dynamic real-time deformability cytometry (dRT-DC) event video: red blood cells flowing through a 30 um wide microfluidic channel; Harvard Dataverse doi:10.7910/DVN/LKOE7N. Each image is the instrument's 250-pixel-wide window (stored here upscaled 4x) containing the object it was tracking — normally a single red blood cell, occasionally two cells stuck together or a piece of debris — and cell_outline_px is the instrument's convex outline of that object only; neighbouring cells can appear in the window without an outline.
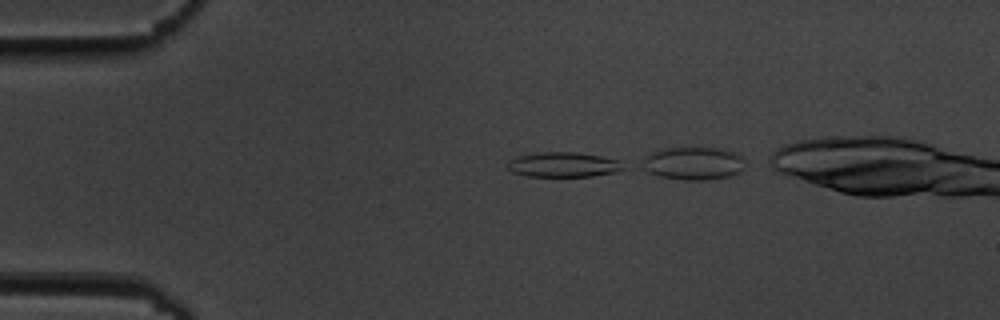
{"species": "common noctule bat (a hibernating species)", "species_latin": "Nyctalus noctula", "temperature_condition": "cold", "stored_images_in_passage": 9, "camera_frame_rate_fps": 3000, "um_per_image_px": 0.085, "animal": {"sex": "male", "body_mass_g": 19.5, "forearm_length_mm": 54.6}, "frame": {"image": 1, "passage_image": 1, "time_ms": 0.0, "image_size_px": [1000, 320], "cell_outline_px": [[624, 168], [616, 172], [592, 176], [524, 176], [512, 172], [508, 168], [508, 160], [516, 156], [536, 152], [576, 152], [600, 156], [620, 160]], "centroid_in_image_um": [47.85, 13.99], "position_along_channel_um": 37.1, "area_um2": 16.88}}